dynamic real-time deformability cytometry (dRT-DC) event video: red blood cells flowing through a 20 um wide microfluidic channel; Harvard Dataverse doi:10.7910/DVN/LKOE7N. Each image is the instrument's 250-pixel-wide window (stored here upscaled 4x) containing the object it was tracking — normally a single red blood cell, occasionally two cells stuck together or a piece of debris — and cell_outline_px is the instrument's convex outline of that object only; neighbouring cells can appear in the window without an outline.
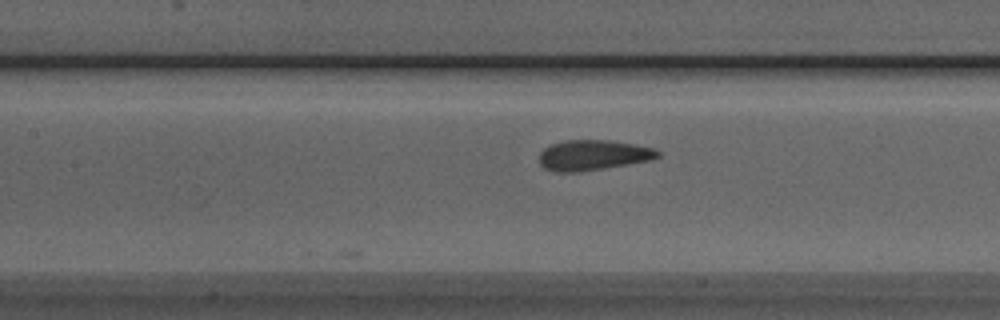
{"species": "Egyptian fruit bat (a non-hibernating species)", "species_latin": "Rousettus aegyptiacus", "temperature_condition": "room temperature", "stored_images_in_passage": 28, "camera_frame_rate_fps": 3000, "um_per_image_px": 0.085, "animal": {"sex": "male"}, "frame": {"image": 1, "passage_image": 12, "time_ms": 3.667, "image_size_px": [1000, 320], "cell_outline_px": [[660, 156], [652, 160], [604, 168], [576, 172], [556, 172], [544, 168], [540, 164], [540, 152], [544, 148], [552, 144], [564, 140], [608, 140], [632, 144], [652, 148], [660, 152]], "centroid_in_image_um": [50.39, 13.19], "position_along_channel_um": 157.0, "area_um2": 20.81}}
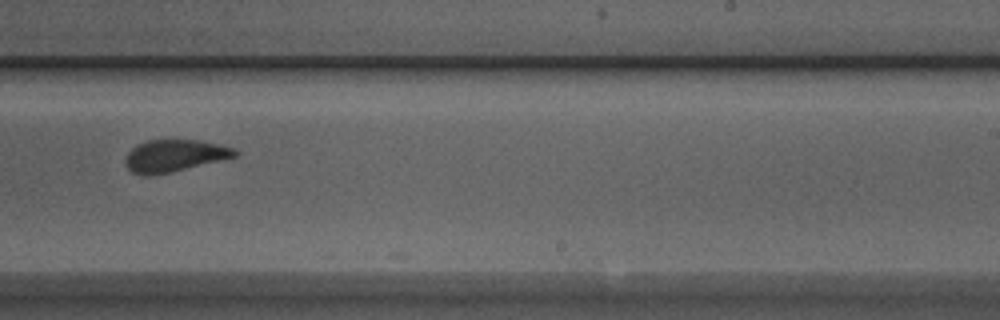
{"frame": {"image": 2, "passage_image": 21, "time_ms": 6.667, "image_size_px": [1000, 320], "cell_outline_px": [[240, 152], [236, 156], [172, 172], [148, 176], [144, 176], [132, 172], [124, 164], [124, 160], [128, 152], [132, 148], [148, 140], [200, 140], [236, 148]], "centroid_in_image_um": [14.82, 13.24], "position_along_channel_um": 274.2, "area_um2": 20.46}}
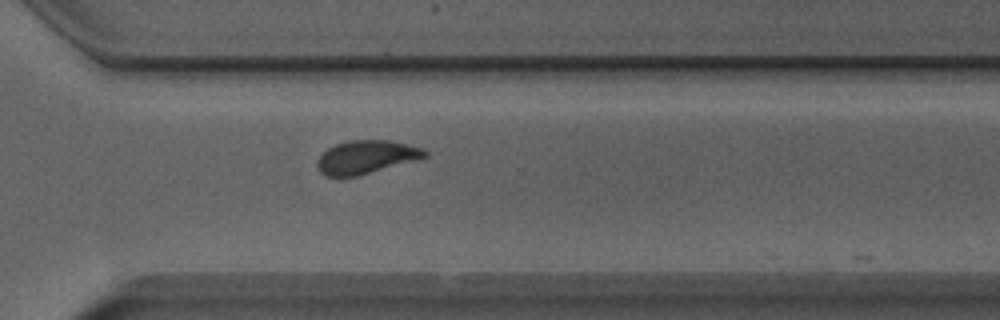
{"frame": {"image": 3, "passage_image": 26, "time_ms": 8.333, "image_size_px": [1000, 320], "cell_outline_px": [[428, 156], [416, 160], [360, 176], [324, 176], [316, 168], [316, 160], [328, 148], [336, 144], [348, 140], [388, 140], [408, 144], [424, 148], [428, 152]], "centroid_in_image_um": [31.13, 13.35], "position_along_channel_um": 339.5, "area_um2": 21.1}, "authors_computed_cell_mechanics": {"area_um2": 21.0681, "velocity_mm_per_s": 3.9223, "shape_relaxation_time_tau1_ms": 10.0489, "shape_relaxation_time_tau2_ms": 0.6661, "deformation_change_tau1": 0.1997, "deformation_change_tau2": 0.0661}}